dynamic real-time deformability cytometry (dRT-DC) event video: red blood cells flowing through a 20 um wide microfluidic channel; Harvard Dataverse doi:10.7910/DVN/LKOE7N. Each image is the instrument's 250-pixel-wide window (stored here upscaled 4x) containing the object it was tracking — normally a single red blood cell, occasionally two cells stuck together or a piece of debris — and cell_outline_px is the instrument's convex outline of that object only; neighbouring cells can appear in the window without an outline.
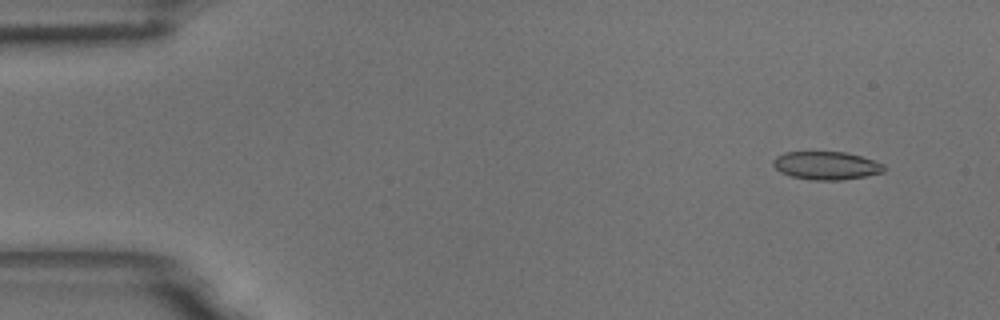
{"species": "common noctule bat (a hibernating species)", "species_latin": "Nyctalus noctula", "temperature_condition": "room temperature", "stored_images_in_passage": 10, "camera_frame_rate_fps": 3000, "um_per_image_px": 0.085, "animal": {"sex": "male", "body_mass_g": 18.8}, "frame": {"image": 1, "passage_image": 1, "time_ms": 0.0, "image_size_px": [1000, 320], "cell_outline_px": [[888, 168], [884, 172], [864, 176], [840, 180], [812, 180], [792, 176], [780, 172], [772, 164], [772, 160], [776, 156], [784, 152], [844, 152], [860, 156], [884, 164]], "centroid_in_image_um": [70.23, 14.07], "position_along_channel_um": 14.8, "area_um2": 18.15}}
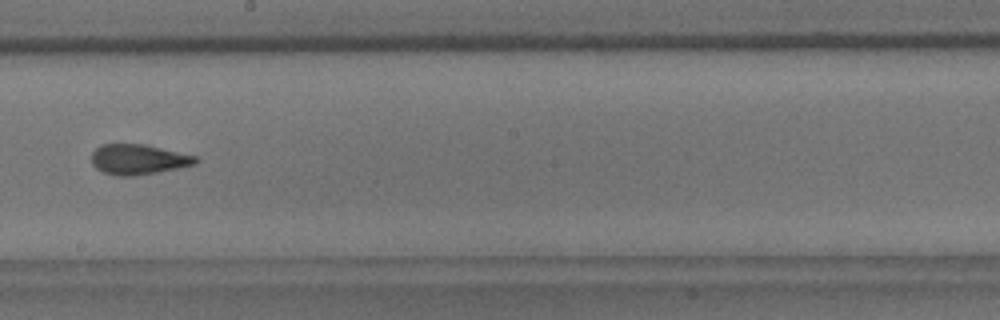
{"frame": {"image": 2, "passage_image": 9, "time_ms": 2.667, "image_size_px": [1000, 320], "cell_outline_px": [[200, 160], [196, 164], [136, 176], [116, 176], [104, 172], [96, 168], [92, 164], [92, 152], [100, 144], [144, 144], [196, 156]], "centroid_in_image_um": [11.74, 13.55], "position_along_channel_um": 236.5, "area_um2": 18.26}}
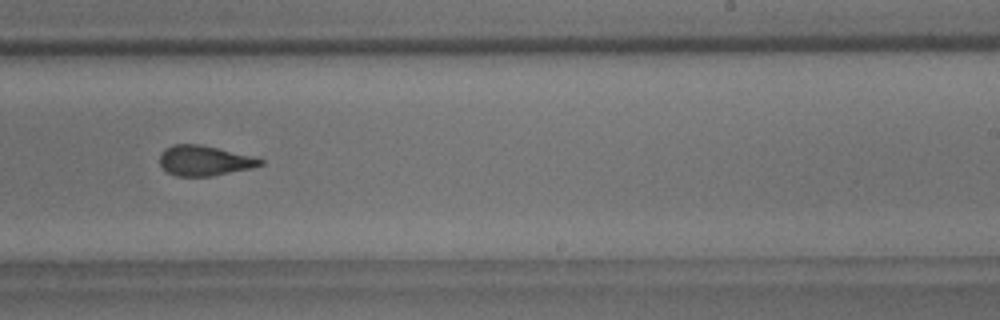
{"frame": {"image": 3, "passage_image": 10, "time_ms": 3.0, "image_size_px": [1000, 320], "cell_outline_px": [[264, 164], [252, 168], [212, 176], [176, 176], [168, 172], [160, 164], [160, 152], [164, 148], [172, 144], [200, 144], [252, 156], [264, 160]], "centroid_in_image_um": [17.36, 13.65], "position_along_channel_um": 271.6, "area_um2": 17.69}}